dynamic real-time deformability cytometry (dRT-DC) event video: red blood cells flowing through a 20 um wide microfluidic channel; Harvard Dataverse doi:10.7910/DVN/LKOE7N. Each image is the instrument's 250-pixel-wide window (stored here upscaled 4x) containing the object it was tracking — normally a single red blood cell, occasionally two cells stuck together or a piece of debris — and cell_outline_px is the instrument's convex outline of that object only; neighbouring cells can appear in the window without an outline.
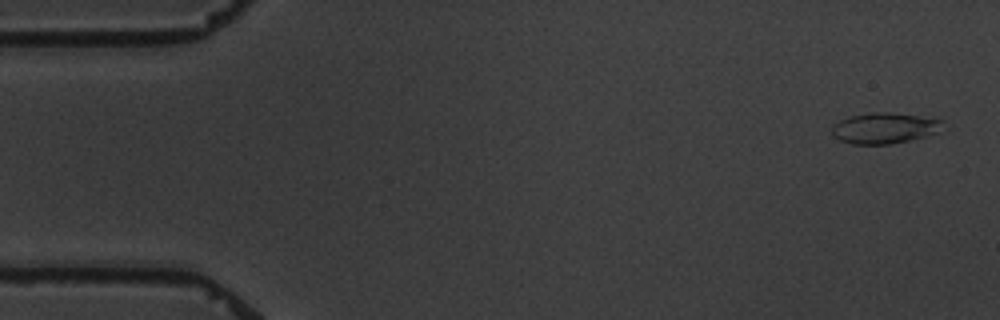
{"species": "common noctule bat (a hibernating species)", "species_latin": "Nyctalus noctula", "temperature_condition": "warm", "stored_images_in_passage": 4, "camera_frame_rate_fps": 3000, "um_per_image_px": 0.085, "animal": {"sex": "male", "body_mass_g": 19.5, "forearm_length_mm": 54.6}, "frame": {"image": 1, "passage_image": 1, "time_ms": 0.0, "image_size_px": [1000, 320], "cell_outline_px": [[944, 120], [940, 132], [892, 144], [852, 144], [840, 140], [832, 136], [832, 124], [840, 120], [852, 116], [872, 112], [884, 112], [916, 116]], "centroid_in_image_um": [75.15, 10.9], "position_along_channel_um": 9.9, "area_um2": 19.71}}